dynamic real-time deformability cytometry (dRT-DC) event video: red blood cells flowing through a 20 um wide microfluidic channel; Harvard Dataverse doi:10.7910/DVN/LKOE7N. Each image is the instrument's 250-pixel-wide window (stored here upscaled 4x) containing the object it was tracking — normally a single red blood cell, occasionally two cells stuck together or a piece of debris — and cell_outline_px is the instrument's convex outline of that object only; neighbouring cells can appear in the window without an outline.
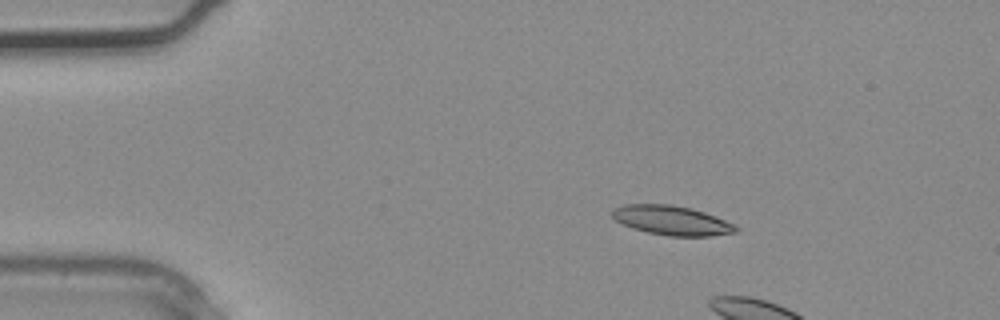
{"species": "common noctule bat (a hibernating species)", "species_latin": "Nyctalus noctula", "temperature_condition": "warm", "stored_images_in_passage": 3, "camera_frame_rate_fps": 3000, "um_per_image_px": 0.085, "animal": {"sex": "male", "body_mass_g": 20.4}, "frame": {"image": 1, "passage_image": 1, "time_ms": 0.0, "image_size_px": [1000, 320], "cell_outline_px": [[740, 228], [736, 232], [712, 236], [668, 236], [648, 232], [632, 228], [616, 220], [612, 216], [612, 208], [624, 204], [672, 204], [692, 208], [704, 212], [724, 220]], "centroid_in_image_um": [57.08, 18.73], "position_along_channel_um": 27.9, "area_um2": 21.15}}
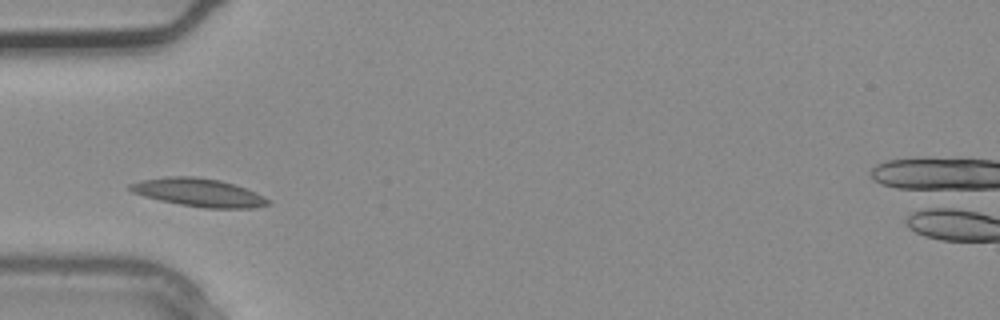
{"frame": {"image": 2, "passage_image": 3, "time_ms": 0.667, "image_size_px": [1000, 320], "cell_outline_px": [[272, 204], [252, 208], [204, 208], [180, 204], [160, 200], [144, 196], [132, 192], [128, 188], [128, 184], [140, 180], [168, 176], [196, 176], [220, 180], [256, 192], [272, 200]], "centroid_in_image_um": [16.9, 16.36], "position_along_channel_um": 68.1, "area_um2": 22.72}}